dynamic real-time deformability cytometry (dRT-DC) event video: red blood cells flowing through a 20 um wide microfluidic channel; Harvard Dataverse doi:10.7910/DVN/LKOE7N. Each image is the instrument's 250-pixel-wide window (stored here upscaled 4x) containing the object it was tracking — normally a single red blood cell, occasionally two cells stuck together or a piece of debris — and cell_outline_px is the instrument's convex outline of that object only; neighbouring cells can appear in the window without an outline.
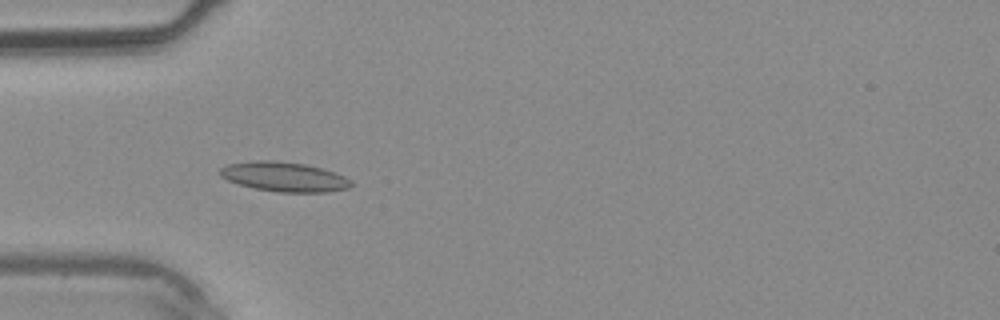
{"species": "common noctule bat (a hibernating species)", "species_latin": "Nyctalus noctula", "temperature_condition": "warm", "stored_images_in_passage": 37, "camera_frame_rate_fps": 3000, "um_per_image_px": 0.085, "animal": {"sex": "male", "body_mass_g": 20.4}, "frame": {"image": 1, "passage_image": 11, "time_ms": 3.333, "image_size_px": [1000, 320], "cell_outline_px": [[352, 184], [348, 188], [328, 192], [276, 192], [256, 188], [240, 184], [228, 180], [220, 176], [216, 172], [220, 168], [228, 164], [256, 160], [272, 160], [304, 164], [336, 172], [352, 180]], "centroid_in_image_um": [24.15, 15.02], "position_along_channel_um": 60.9, "area_um2": 22.6}}
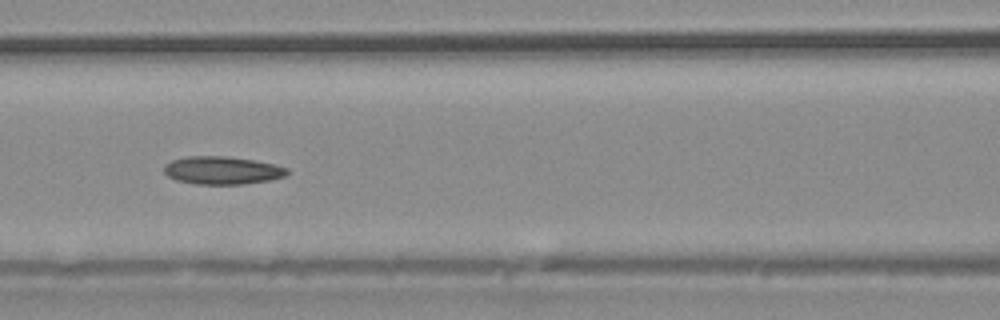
{"frame": {"image": 2, "passage_image": 16, "time_ms": 5.0, "image_size_px": [1000, 320], "cell_outline_px": [[288, 172], [284, 176], [268, 180], [244, 184], [196, 184], [176, 180], [168, 176], [164, 172], [164, 164], [172, 160], [188, 156], [224, 156], [256, 160], [288, 168]], "centroid_in_image_um": [18.86, 14.48], "position_along_channel_um": 147.7, "area_um2": 19.94}}